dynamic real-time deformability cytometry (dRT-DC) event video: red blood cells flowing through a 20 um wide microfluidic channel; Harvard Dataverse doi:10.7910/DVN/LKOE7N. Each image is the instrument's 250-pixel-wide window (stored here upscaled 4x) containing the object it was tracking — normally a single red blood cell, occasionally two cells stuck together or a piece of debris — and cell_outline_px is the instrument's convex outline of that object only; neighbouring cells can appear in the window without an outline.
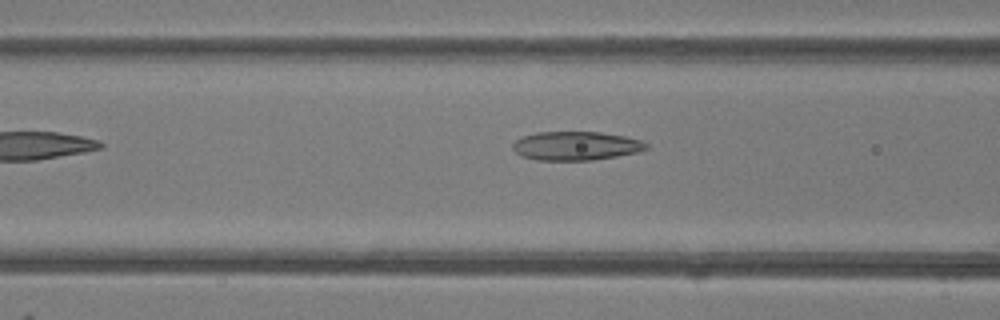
{"species": "common noctule bat (a hibernating species)", "species_latin": "Nyctalus noctula", "temperature_condition": "room temperature", "stored_images_in_passage": 6, "camera_frame_rate_fps": 3000, "um_per_image_px": 0.085, "animal": {"sex": "female"}, "frame": {"image": 1, "passage_image": 5, "time_ms": 4.667, "image_size_px": [1000, 320], "cell_outline_px": [[648, 148], [636, 152], [616, 156], [592, 160], [536, 160], [520, 156], [512, 148], [512, 144], [516, 140], [524, 136], [536, 132], [600, 132], [624, 136], [640, 140], [648, 144]], "centroid_in_image_um": [48.92, 12.4], "position_along_channel_um": 117.7, "area_um2": 22.31}}